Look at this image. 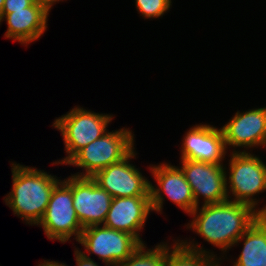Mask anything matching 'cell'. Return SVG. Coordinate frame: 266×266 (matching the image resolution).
<instances>
[{
	"label": "cell",
	"mask_w": 266,
	"mask_h": 266,
	"mask_svg": "<svg viewBox=\"0 0 266 266\" xmlns=\"http://www.w3.org/2000/svg\"><path fill=\"white\" fill-rule=\"evenodd\" d=\"M146 246L141 244L127 260L116 266H166V242H160L150 249Z\"/></svg>",
	"instance_id": "cell-18"
},
{
	"label": "cell",
	"mask_w": 266,
	"mask_h": 266,
	"mask_svg": "<svg viewBox=\"0 0 266 266\" xmlns=\"http://www.w3.org/2000/svg\"><path fill=\"white\" fill-rule=\"evenodd\" d=\"M134 134L129 128L107 131L102 137L79 150L65 165L82 172L77 177H93L98 171L126 158L134 149Z\"/></svg>",
	"instance_id": "cell-3"
},
{
	"label": "cell",
	"mask_w": 266,
	"mask_h": 266,
	"mask_svg": "<svg viewBox=\"0 0 266 266\" xmlns=\"http://www.w3.org/2000/svg\"><path fill=\"white\" fill-rule=\"evenodd\" d=\"M4 1L5 0H0V16L2 14V9H3V6H4Z\"/></svg>",
	"instance_id": "cell-24"
},
{
	"label": "cell",
	"mask_w": 266,
	"mask_h": 266,
	"mask_svg": "<svg viewBox=\"0 0 266 266\" xmlns=\"http://www.w3.org/2000/svg\"><path fill=\"white\" fill-rule=\"evenodd\" d=\"M66 178L54 187L46 212L37 225L49 240L63 244L72 236L78 242L83 230L73 207L72 175Z\"/></svg>",
	"instance_id": "cell-6"
},
{
	"label": "cell",
	"mask_w": 266,
	"mask_h": 266,
	"mask_svg": "<svg viewBox=\"0 0 266 266\" xmlns=\"http://www.w3.org/2000/svg\"><path fill=\"white\" fill-rule=\"evenodd\" d=\"M74 257L77 266H99L91 257H86L80 248L76 247L74 249Z\"/></svg>",
	"instance_id": "cell-21"
},
{
	"label": "cell",
	"mask_w": 266,
	"mask_h": 266,
	"mask_svg": "<svg viewBox=\"0 0 266 266\" xmlns=\"http://www.w3.org/2000/svg\"><path fill=\"white\" fill-rule=\"evenodd\" d=\"M260 215L249 204L226 200L197 206L189 215L193 218L186 229L225 254Z\"/></svg>",
	"instance_id": "cell-1"
},
{
	"label": "cell",
	"mask_w": 266,
	"mask_h": 266,
	"mask_svg": "<svg viewBox=\"0 0 266 266\" xmlns=\"http://www.w3.org/2000/svg\"><path fill=\"white\" fill-rule=\"evenodd\" d=\"M11 164L13 183L11 191L4 196L5 205L26 224L38 225L54 187L61 179L35 167L15 162Z\"/></svg>",
	"instance_id": "cell-2"
},
{
	"label": "cell",
	"mask_w": 266,
	"mask_h": 266,
	"mask_svg": "<svg viewBox=\"0 0 266 266\" xmlns=\"http://www.w3.org/2000/svg\"><path fill=\"white\" fill-rule=\"evenodd\" d=\"M261 215H266V205L261 208Z\"/></svg>",
	"instance_id": "cell-25"
},
{
	"label": "cell",
	"mask_w": 266,
	"mask_h": 266,
	"mask_svg": "<svg viewBox=\"0 0 266 266\" xmlns=\"http://www.w3.org/2000/svg\"><path fill=\"white\" fill-rule=\"evenodd\" d=\"M148 168L158 186L150 182L152 210L161 214L166 198L164 196H167L173 204L190 215L195 209V200L191 187L180 166H173L169 163L162 162L159 165L152 164Z\"/></svg>",
	"instance_id": "cell-8"
},
{
	"label": "cell",
	"mask_w": 266,
	"mask_h": 266,
	"mask_svg": "<svg viewBox=\"0 0 266 266\" xmlns=\"http://www.w3.org/2000/svg\"><path fill=\"white\" fill-rule=\"evenodd\" d=\"M242 241V251L232 266H266V215H260L234 246Z\"/></svg>",
	"instance_id": "cell-17"
},
{
	"label": "cell",
	"mask_w": 266,
	"mask_h": 266,
	"mask_svg": "<svg viewBox=\"0 0 266 266\" xmlns=\"http://www.w3.org/2000/svg\"><path fill=\"white\" fill-rule=\"evenodd\" d=\"M35 0H5L2 14L11 13V10H23L29 7Z\"/></svg>",
	"instance_id": "cell-20"
},
{
	"label": "cell",
	"mask_w": 266,
	"mask_h": 266,
	"mask_svg": "<svg viewBox=\"0 0 266 266\" xmlns=\"http://www.w3.org/2000/svg\"><path fill=\"white\" fill-rule=\"evenodd\" d=\"M73 207L84 228L103 225L113 197L91 177L72 175Z\"/></svg>",
	"instance_id": "cell-12"
},
{
	"label": "cell",
	"mask_w": 266,
	"mask_h": 266,
	"mask_svg": "<svg viewBox=\"0 0 266 266\" xmlns=\"http://www.w3.org/2000/svg\"><path fill=\"white\" fill-rule=\"evenodd\" d=\"M150 212H153L150 196L114 197L103 225L127 232L145 244L140 232Z\"/></svg>",
	"instance_id": "cell-14"
},
{
	"label": "cell",
	"mask_w": 266,
	"mask_h": 266,
	"mask_svg": "<svg viewBox=\"0 0 266 266\" xmlns=\"http://www.w3.org/2000/svg\"><path fill=\"white\" fill-rule=\"evenodd\" d=\"M180 159L223 164L228 153L222 130L210 124L193 125L182 139Z\"/></svg>",
	"instance_id": "cell-13"
},
{
	"label": "cell",
	"mask_w": 266,
	"mask_h": 266,
	"mask_svg": "<svg viewBox=\"0 0 266 266\" xmlns=\"http://www.w3.org/2000/svg\"><path fill=\"white\" fill-rule=\"evenodd\" d=\"M78 243L86 253L98 256L106 266H116L127 260L141 245L131 234L104 225H93L82 230Z\"/></svg>",
	"instance_id": "cell-7"
},
{
	"label": "cell",
	"mask_w": 266,
	"mask_h": 266,
	"mask_svg": "<svg viewBox=\"0 0 266 266\" xmlns=\"http://www.w3.org/2000/svg\"><path fill=\"white\" fill-rule=\"evenodd\" d=\"M41 6H43L48 12L52 9V6L59 1L63 0H36Z\"/></svg>",
	"instance_id": "cell-22"
},
{
	"label": "cell",
	"mask_w": 266,
	"mask_h": 266,
	"mask_svg": "<svg viewBox=\"0 0 266 266\" xmlns=\"http://www.w3.org/2000/svg\"><path fill=\"white\" fill-rule=\"evenodd\" d=\"M133 150L123 160L111 164L91 177L114 197L150 196V182L130 161L136 158Z\"/></svg>",
	"instance_id": "cell-10"
},
{
	"label": "cell",
	"mask_w": 266,
	"mask_h": 266,
	"mask_svg": "<svg viewBox=\"0 0 266 266\" xmlns=\"http://www.w3.org/2000/svg\"><path fill=\"white\" fill-rule=\"evenodd\" d=\"M49 12L36 0L23 10H11V13L1 14L2 21L7 23L4 38L18 41L20 44H28L39 40L47 30Z\"/></svg>",
	"instance_id": "cell-15"
},
{
	"label": "cell",
	"mask_w": 266,
	"mask_h": 266,
	"mask_svg": "<svg viewBox=\"0 0 266 266\" xmlns=\"http://www.w3.org/2000/svg\"><path fill=\"white\" fill-rule=\"evenodd\" d=\"M173 239L172 245L166 242V266H220L221 258L203 248L194 239ZM208 250V251H207Z\"/></svg>",
	"instance_id": "cell-16"
},
{
	"label": "cell",
	"mask_w": 266,
	"mask_h": 266,
	"mask_svg": "<svg viewBox=\"0 0 266 266\" xmlns=\"http://www.w3.org/2000/svg\"><path fill=\"white\" fill-rule=\"evenodd\" d=\"M230 153L225 170L228 200L249 204L261 214L256 198L266 191V163L252 152Z\"/></svg>",
	"instance_id": "cell-4"
},
{
	"label": "cell",
	"mask_w": 266,
	"mask_h": 266,
	"mask_svg": "<svg viewBox=\"0 0 266 266\" xmlns=\"http://www.w3.org/2000/svg\"><path fill=\"white\" fill-rule=\"evenodd\" d=\"M221 130L227 151L232 147V152H241L236 150L238 147H244L242 152L259 146L266 148V106L237 111Z\"/></svg>",
	"instance_id": "cell-11"
},
{
	"label": "cell",
	"mask_w": 266,
	"mask_h": 266,
	"mask_svg": "<svg viewBox=\"0 0 266 266\" xmlns=\"http://www.w3.org/2000/svg\"><path fill=\"white\" fill-rule=\"evenodd\" d=\"M37 266H68L65 263H62L61 261H50L49 260H44L43 262L40 261V264H38Z\"/></svg>",
	"instance_id": "cell-23"
},
{
	"label": "cell",
	"mask_w": 266,
	"mask_h": 266,
	"mask_svg": "<svg viewBox=\"0 0 266 266\" xmlns=\"http://www.w3.org/2000/svg\"><path fill=\"white\" fill-rule=\"evenodd\" d=\"M113 117V114H100L75 106L56 118L52 126L60 131L67 155L52 165L66 164L79 150L102 137L108 131V124Z\"/></svg>",
	"instance_id": "cell-5"
},
{
	"label": "cell",
	"mask_w": 266,
	"mask_h": 266,
	"mask_svg": "<svg viewBox=\"0 0 266 266\" xmlns=\"http://www.w3.org/2000/svg\"><path fill=\"white\" fill-rule=\"evenodd\" d=\"M181 169L191 187L195 208L202 205L221 203L228 200L226 188L227 170L224 164L181 159Z\"/></svg>",
	"instance_id": "cell-9"
},
{
	"label": "cell",
	"mask_w": 266,
	"mask_h": 266,
	"mask_svg": "<svg viewBox=\"0 0 266 266\" xmlns=\"http://www.w3.org/2000/svg\"><path fill=\"white\" fill-rule=\"evenodd\" d=\"M135 6L143 19H159L171 9L172 0H135Z\"/></svg>",
	"instance_id": "cell-19"
}]
</instances>
